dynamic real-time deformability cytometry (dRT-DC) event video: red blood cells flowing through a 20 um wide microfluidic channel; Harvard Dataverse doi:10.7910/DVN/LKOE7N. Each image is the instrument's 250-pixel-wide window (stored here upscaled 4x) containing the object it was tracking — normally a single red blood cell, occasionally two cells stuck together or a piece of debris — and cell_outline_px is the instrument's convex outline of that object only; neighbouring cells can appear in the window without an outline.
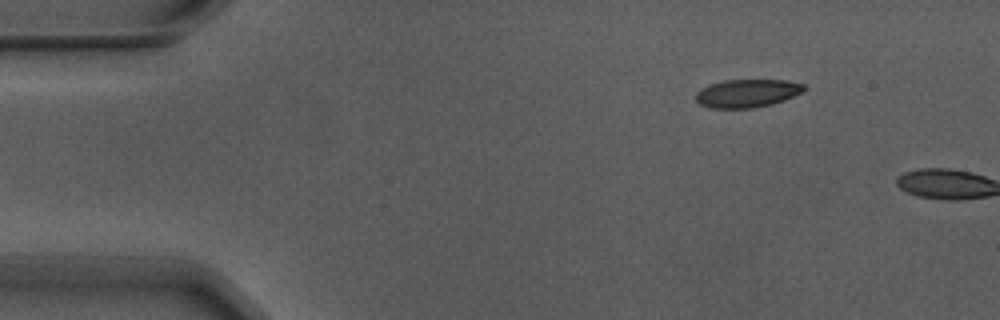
{"species": "Egyptian fruit bat (a non-hibernating species)", "species_latin": "Rousettus aegyptiacus", "temperature_condition": "warm", "stored_images_in_passage": 4, "camera_frame_rate_fps": 3000, "um_per_image_px": 0.085, "animal": {"sex": "male"}, "frame": {"image": 1, "passage_image": 4, "time_ms": 1.0, "image_size_px": [1000, 320], "cell_outline_px": [[804, 88], [800, 92], [784, 100], [772, 104], [752, 108], [708, 108], [700, 104], [696, 100], [696, 92], [700, 88], [724, 80], [788, 80], [804, 84]], "centroid_in_image_um": [63.47, 7.93], "position_along_channel_um": 21.5, "area_um2": 17.63}}